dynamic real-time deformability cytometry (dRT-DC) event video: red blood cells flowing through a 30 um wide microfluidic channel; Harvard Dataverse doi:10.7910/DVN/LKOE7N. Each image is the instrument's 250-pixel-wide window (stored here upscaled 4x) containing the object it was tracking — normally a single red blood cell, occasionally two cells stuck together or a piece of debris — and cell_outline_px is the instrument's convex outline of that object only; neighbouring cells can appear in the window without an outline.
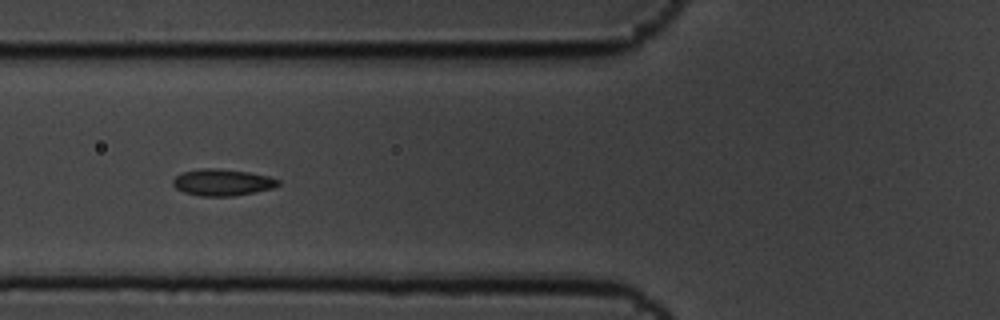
{"species": "common noctule bat (a hibernating species)", "species_latin": "Nyctalus noctula", "temperature_condition": "cold", "stored_images_in_passage": 9, "camera_frame_rate_fps": 3000, "um_per_image_px": 0.085, "animal": {"sex": "male", "body_mass_g": 19.5, "forearm_length_mm": 54.6}, "frame": {"image": 1, "passage_image": 6, "time_ms": 1.667, "image_size_px": [1000, 320], "cell_outline_px": [[280, 184], [272, 188], [232, 196], [200, 196], [184, 192], [176, 188], [172, 184], [172, 180], [176, 176], [184, 172], [200, 168], [216, 168], [248, 172], [268, 176], [280, 180]], "centroid_in_image_um": [18.88, 15.5], "position_along_channel_um": 106.9, "area_um2": 16.18}}
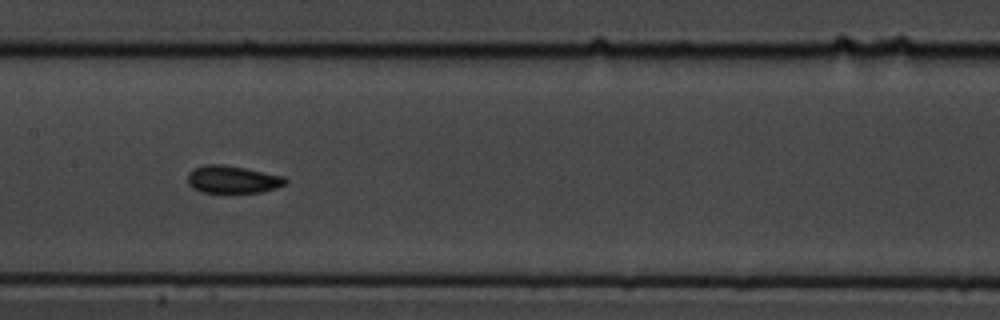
{"frame": {"image": 2, "passage_image": 8, "time_ms": 2.333, "image_size_px": [1000, 320], "cell_outline_px": [[288, 180], [284, 184], [276, 188], [260, 192], [200, 192], [192, 188], [188, 184], [188, 172], [192, 168], [204, 164], [224, 164], [284, 176]], "centroid_in_image_um": [19.72, 15.24], "position_along_channel_um": 187.7, "area_um2": 15.72}}
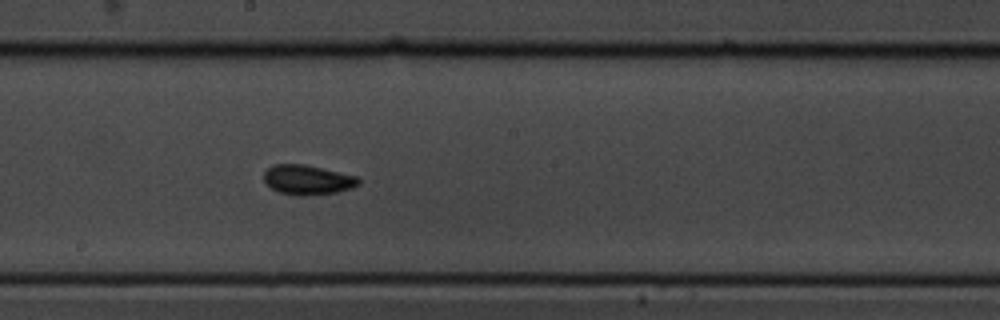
{"frame": {"image": 3, "passage_image": 9, "time_ms": 2.667, "image_size_px": [1000, 320], "cell_outline_px": [[360, 184], [352, 188], [336, 192], [304, 196], [296, 196], [280, 192], [264, 184], [264, 172], [272, 164], [304, 164], [360, 176]], "centroid_in_image_um": [26.16, 15.28], "position_along_channel_um": 222.0, "area_um2": 16.65}}